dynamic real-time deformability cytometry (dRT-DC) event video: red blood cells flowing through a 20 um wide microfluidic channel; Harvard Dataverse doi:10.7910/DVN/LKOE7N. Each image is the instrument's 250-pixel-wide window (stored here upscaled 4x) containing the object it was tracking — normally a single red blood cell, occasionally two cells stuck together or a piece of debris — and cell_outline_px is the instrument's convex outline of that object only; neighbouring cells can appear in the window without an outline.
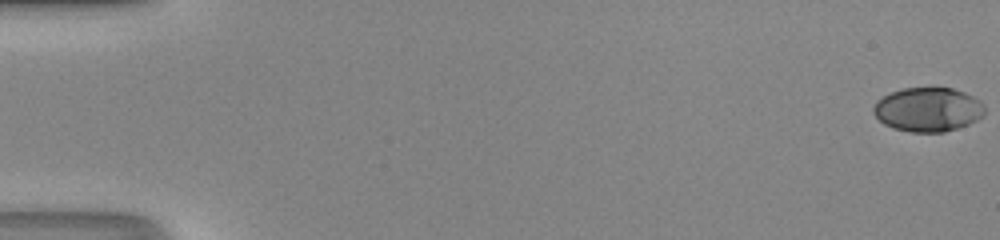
{"species": "human", "species_latin": "Homo sapiens", "temperature_condition": "room temperature", "stored_images_in_passage": 52, "camera_frame_rate_fps": 3000, "um_per_image_px": 0.085, "donor": {"sex": "male"}, "frame": {"image": 1, "passage_image": 1, "time_ms": 0.0, "image_size_px": [1000, 240], "cell_outline_px": [[984, 116], [968, 124], [944, 132], [912, 132], [892, 128], [884, 124], [872, 112], [872, 108], [876, 100], [892, 92], [904, 88], [952, 88], [964, 92], [980, 100], [984, 104]], "centroid_in_image_um": [78.87, 9.31], "position_along_channel_um": 6.1, "area_um2": 28.61}}
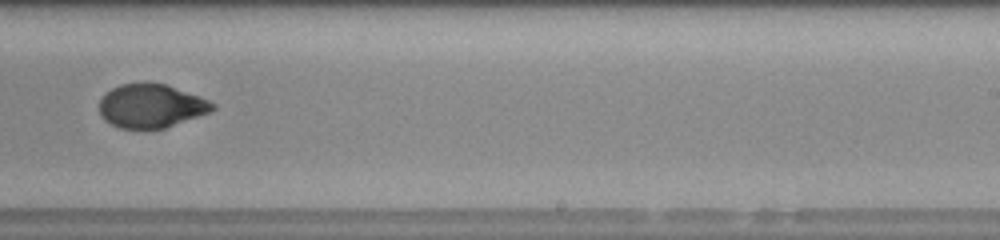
{"frame": {"image": 2, "passage_image": 34, "time_ms": 11.0, "image_size_px": [1000, 240], "cell_outline_px": [[216, 108], [212, 112], [164, 128], [120, 128], [104, 120], [100, 116], [100, 100], [112, 88], [120, 84], [168, 84], [208, 100], [216, 104]], "centroid_in_image_um": [12.88, 9.02], "position_along_channel_um": 276.1, "area_um2": 28.5}}
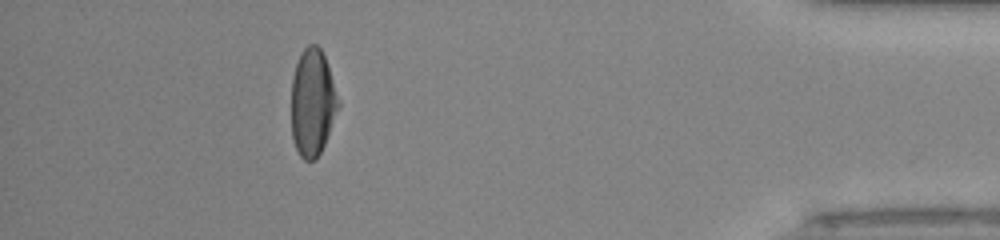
{"frame": {"image": 3, "passage_image": 47, "time_ms": 15.333, "image_size_px": [1000, 240], "cell_outline_px": [[340, 104], [324, 144], [316, 160], [304, 160], [300, 156], [292, 140], [292, 76], [300, 52], [308, 44], [316, 44], [320, 48], [324, 56]], "centroid_in_image_um": [26.54, 8.72], "position_along_channel_um": 408.7, "area_um2": 29.02}, "authors_computed_cell_mechanics": {"area_um2": 29.7092, "velocity_mm_per_s": 4.2377, "shape_relaxation_time_tau1_ms": 6.4213, "shape_relaxation_time_tau2_ms": 2.4838, "deformation_change_tau1": 0.2513, "deformation_change_tau2": 0.0499}}